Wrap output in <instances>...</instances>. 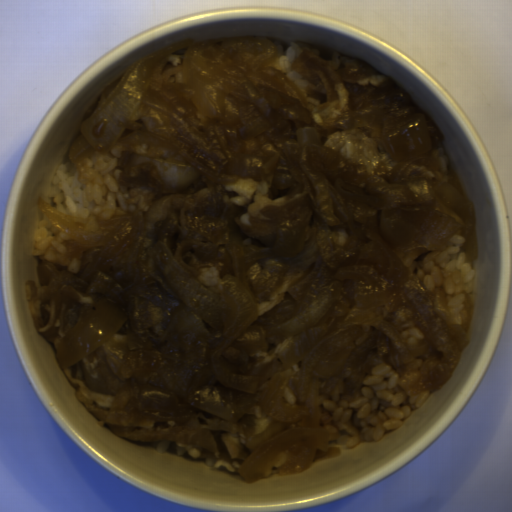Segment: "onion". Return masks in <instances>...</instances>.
Returning a JSON list of instances; mask_svg holds the SVG:
<instances>
[{"mask_svg": "<svg viewBox=\"0 0 512 512\" xmlns=\"http://www.w3.org/2000/svg\"><path fill=\"white\" fill-rule=\"evenodd\" d=\"M291 371L276 372L270 379L264 398L267 418L275 422H299L300 428H291L259 445L239 465L237 472L247 484H252L273 465L280 454L289 458L280 469L281 476H291L311 467L318 460L340 454L329 446L330 437L319 423L320 382H315L300 405L282 403L285 386Z\"/></svg>", "mask_w": 512, "mask_h": 512, "instance_id": "06740285", "label": "onion"}, {"mask_svg": "<svg viewBox=\"0 0 512 512\" xmlns=\"http://www.w3.org/2000/svg\"><path fill=\"white\" fill-rule=\"evenodd\" d=\"M145 60L131 66L115 90L79 125L80 132L68 150L72 163L111 150L121 131L136 113L144 95Z\"/></svg>", "mask_w": 512, "mask_h": 512, "instance_id": "6bf65262", "label": "onion"}, {"mask_svg": "<svg viewBox=\"0 0 512 512\" xmlns=\"http://www.w3.org/2000/svg\"><path fill=\"white\" fill-rule=\"evenodd\" d=\"M125 312L115 303H98L59 342L56 356L67 369L105 343L124 323Z\"/></svg>", "mask_w": 512, "mask_h": 512, "instance_id": "55239325", "label": "onion"}, {"mask_svg": "<svg viewBox=\"0 0 512 512\" xmlns=\"http://www.w3.org/2000/svg\"><path fill=\"white\" fill-rule=\"evenodd\" d=\"M151 164L156 166L161 179L170 190H180L189 186L196 178L197 172L191 164H181L157 160L151 154H131L128 164L129 174H139L140 165Z\"/></svg>", "mask_w": 512, "mask_h": 512, "instance_id": "23ac38db", "label": "onion"}]
</instances>
